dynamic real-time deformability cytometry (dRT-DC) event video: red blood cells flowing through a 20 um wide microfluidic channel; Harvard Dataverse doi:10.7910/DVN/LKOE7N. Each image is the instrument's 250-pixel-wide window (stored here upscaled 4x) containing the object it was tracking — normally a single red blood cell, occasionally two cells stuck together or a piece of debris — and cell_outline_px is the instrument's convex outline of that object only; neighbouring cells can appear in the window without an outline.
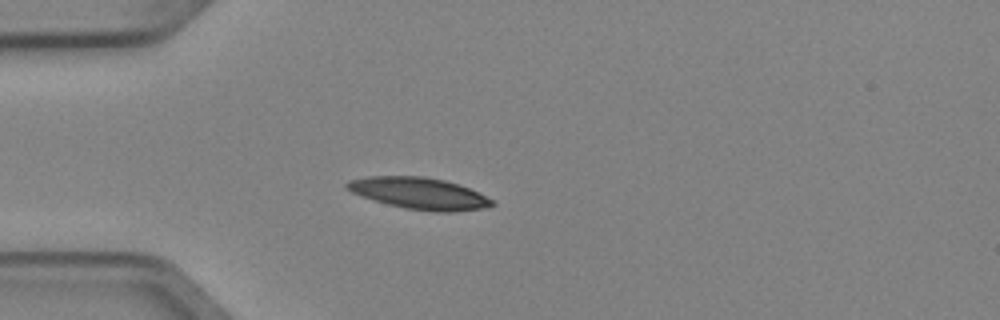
{"species": "Egyptian fruit bat (a non-hibernating species)", "species_latin": "Rousettus aegyptiacus", "temperature_condition": "cold", "stored_images_in_passage": 3, "camera_frame_rate_fps": 3000, "um_per_image_px": 0.085, "animal": {"sex": "female"}, "frame": {"image": 1, "passage_image": 2, "time_ms": 0.333, "image_size_px": [1000, 320], "cell_outline_px": [[496, 204], [488, 208], [452, 212], [436, 212], [404, 208], [388, 204], [352, 192], [344, 184], [348, 180], [368, 176], [424, 176], [444, 180], [468, 188], [492, 200]], "centroid_in_image_um": [35.65, 16.44], "position_along_channel_um": 49.4, "area_um2": 26.47}}